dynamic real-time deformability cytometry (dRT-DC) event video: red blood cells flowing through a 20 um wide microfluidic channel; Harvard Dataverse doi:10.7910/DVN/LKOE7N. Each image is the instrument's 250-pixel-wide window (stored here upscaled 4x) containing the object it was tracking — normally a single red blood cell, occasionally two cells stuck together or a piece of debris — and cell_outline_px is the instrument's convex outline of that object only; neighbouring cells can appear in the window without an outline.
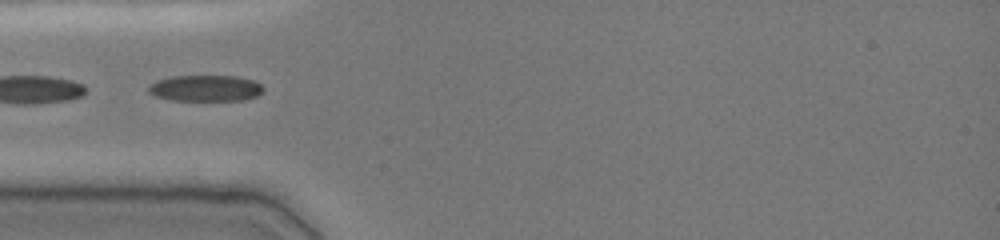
{"species": "common noctule bat (a hibernating species)", "species_latin": "Nyctalus noctula", "temperature_condition": "cold", "stored_images_in_passage": 18, "camera_frame_rate_fps": 3000, "um_per_image_px": 0.085, "animal": {"sex": "female", "body_mass_g": 19.0, "forearm_length_mm": 51.5}, "frame": {"image": 1, "passage_image": 6, "time_ms": 1.667, "image_size_px": [1000, 240], "cell_outline_px": [[264, 88], [256, 96], [244, 100], [172, 100], [156, 96], [148, 92], [148, 84], [156, 80], [172, 76], [236, 76], [252, 80], [260, 84]], "centroid_in_image_um": [17.42, 7.49], "position_along_channel_um": 67.6, "area_um2": 17.46}}